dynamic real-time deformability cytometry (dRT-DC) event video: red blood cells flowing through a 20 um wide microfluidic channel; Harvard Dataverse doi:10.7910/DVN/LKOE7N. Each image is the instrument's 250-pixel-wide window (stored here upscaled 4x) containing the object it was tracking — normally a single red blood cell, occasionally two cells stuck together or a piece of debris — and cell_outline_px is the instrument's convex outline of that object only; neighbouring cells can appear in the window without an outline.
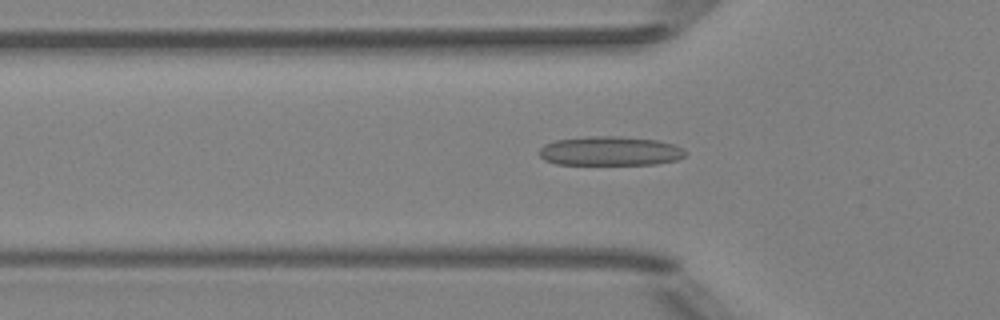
{"species": "Egyptian fruit bat (a non-hibernating species)", "species_latin": "Rousettus aegyptiacus", "temperature_condition": "room temperature", "stored_images_in_passage": 51, "camera_frame_rate_fps": 3000, "um_per_image_px": 0.085, "animal": {"sex": "female"}, "frame": {"image": 1, "passage_image": 17, "time_ms": 5.333, "image_size_px": [1000, 320], "cell_outline_px": [[688, 152], [684, 156], [676, 160], [656, 164], [556, 164], [544, 160], [540, 156], [540, 148], [544, 144], [556, 140], [588, 136], [620, 136], [656, 140], [672, 144], [684, 148]], "centroid_in_image_um": [51.86, 12.83], "position_along_channel_um": 73.9, "area_um2": 24.91}}
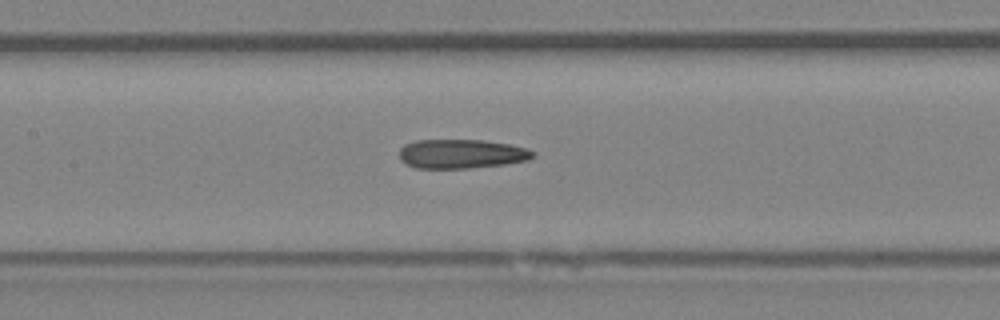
{"frame": {"image": 2, "passage_image": 24, "time_ms": 7.667, "image_size_px": [1000, 320], "cell_outline_px": [[536, 156], [528, 160], [504, 164], [468, 168], [416, 168], [400, 160], [400, 148], [404, 144], [416, 140], [484, 140], [508, 144], [528, 148], [536, 152]], "centroid_in_image_um": [39.25, 13.07], "position_along_channel_um": 168.2, "area_um2": 22.77}}
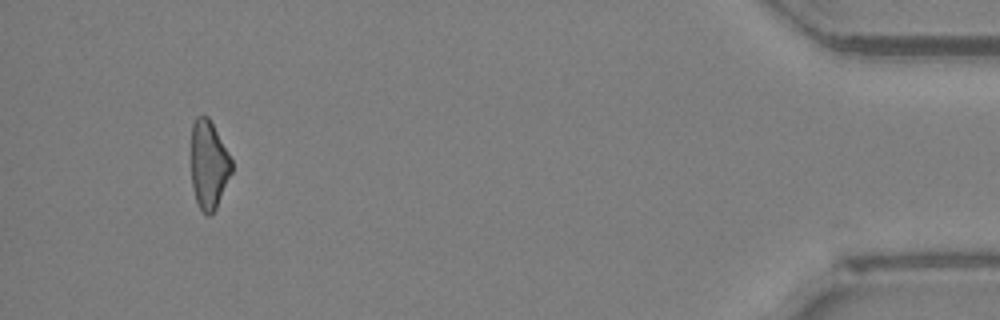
{"frame": {"image": 3, "passage_image": 48, "time_ms": 15.667, "image_size_px": [1000, 320], "cell_outline_px": [[232, 172], [216, 208], [208, 216], [200, 208], [196, 200], [192, 188], [192, 124], [196, 116], [208, 116], [228, 152], [232, 160]], "centroid_in_image_um": [17.75, 14.0], "position_along_channel_um": 417.5, "area_um2": 20.58}, "authors_computed_cell_mechanics": {"area_um2": 22.9466, "velocity_mm_per_s": 4.0409, "shape_relaxation_time_tau1_ms": null, "shape_relaxation_time_tau2_ms": 5.3831, "deformation_change_tau1": null, "deformation_change_tau2": 0.1643}}